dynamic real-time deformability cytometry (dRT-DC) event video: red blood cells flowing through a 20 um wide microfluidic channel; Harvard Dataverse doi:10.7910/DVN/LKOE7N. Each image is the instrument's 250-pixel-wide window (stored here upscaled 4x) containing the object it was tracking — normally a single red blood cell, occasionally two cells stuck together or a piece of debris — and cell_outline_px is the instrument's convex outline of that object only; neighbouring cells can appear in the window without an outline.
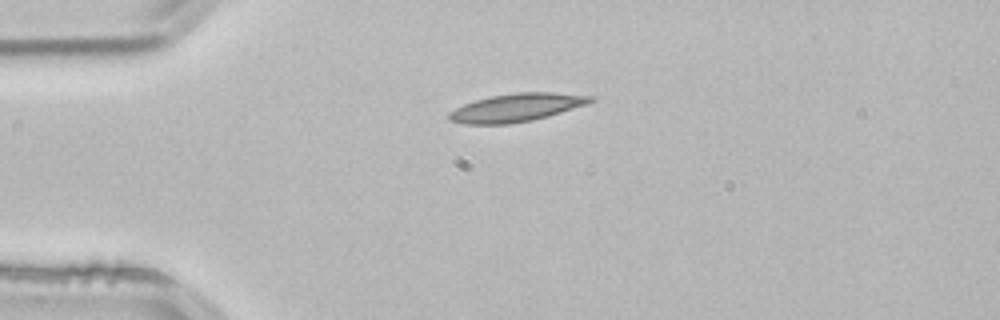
{"species": "common noctule bat (a hibernating species)", "species_latin": "Nyctalus noctula", "temperature_condition": "room temperature", "stored_images_in_passage": 2, "camera_frame_rate_fps": 3000, "um_per_image_px": 0.085, "animal": {"sex": "male", "body_mass_g": 21.5, "forearm_length_mm": 52.0}, "frame": {"image": 1, "passage_image": 1, "time_ms": 0.0, "image_size_px": [1000, 320], "cell_outline_px": [[596, 100], [588, 104], [548, 116], [532, 120], [508, 124], [464, 124], [448, 120], [448, 112], [464, 104], [476, 100], [492, 96], [516, 92], [552, 92], [596, 96]], "centroid_in_image_um": [43.93, 9.14], "position_along_channel_um": 41.1, "area_um2": 23.24}}